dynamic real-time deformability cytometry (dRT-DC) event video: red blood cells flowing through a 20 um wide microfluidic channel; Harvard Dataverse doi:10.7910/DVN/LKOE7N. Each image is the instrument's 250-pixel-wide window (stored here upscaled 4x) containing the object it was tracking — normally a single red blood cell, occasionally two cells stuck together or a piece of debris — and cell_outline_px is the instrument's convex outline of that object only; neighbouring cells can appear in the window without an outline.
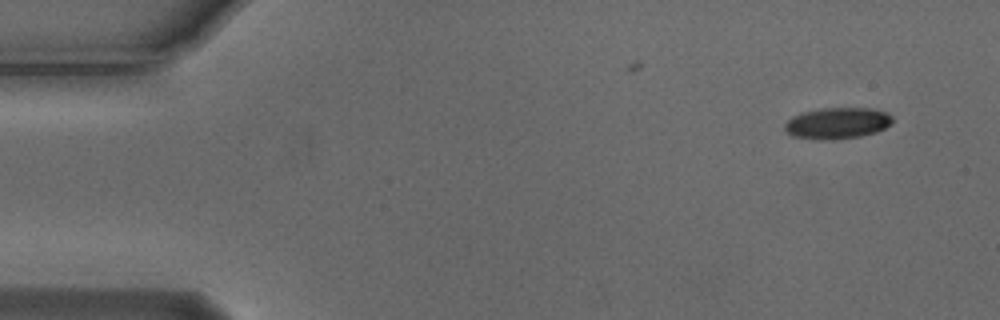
{"species": "Egyptian fruit bat (a non-hibernating species)", "species_latin": "Rousettus aegyptiacus", "temperature_condition": "cold", "stored_images_in_passage": 5, "camera_frame_rate_fps": 3000, "um_per_image_px": 0.085, "animal": {"sex": "male"}, "frame": {"image": 1, "passage_image": 1, "time_ms": 0.0, "image_size_px": [1000, 320], "cell_outline_px": [[892, 120], [884, 128], [876, 132], [860, 136], [792, 136], [784, 128], [784, 124], [792, 116], [800, 112], [820, 108], [872, 108], [884, 112], [892, 116]], "centroid_in_image_um": [71.18, 10.39], "position_along_channel_um": 13.8, "area_um2": 18.5}}